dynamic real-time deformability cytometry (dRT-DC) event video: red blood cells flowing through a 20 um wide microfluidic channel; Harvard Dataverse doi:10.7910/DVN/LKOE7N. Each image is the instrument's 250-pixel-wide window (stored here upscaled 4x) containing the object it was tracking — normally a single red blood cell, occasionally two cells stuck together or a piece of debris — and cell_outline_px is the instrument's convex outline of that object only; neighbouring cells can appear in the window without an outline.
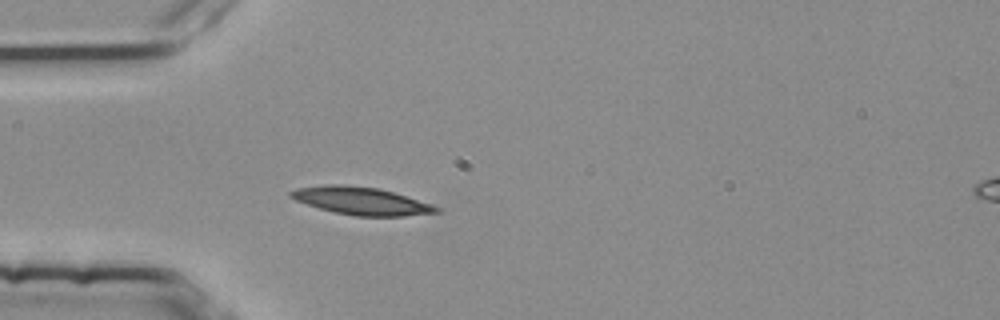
{"species": "common noctule bat (a hibernating species)", "species_latin": "Nyctalus noctula", "temperature_condition": "room temperature", "stored_images_in_passage": 3, "camera_frame_rate_fps": 3000, "um_per_image_px": 0.085, "animal": {"sex": "female", "body_mass_g": 25.1}, "frame": {"image": 1, "passage_image": 3, "time_ms": 0.667, "image_size_px": [1000, 320], "cell_outline_px": [[440, 212], [404, 216], [356, 216], [336, 212], [320, 208], [296, 200], [288, 196], [288, 192], [296, 188], [324, 184], [344, 184], [380, 188], [432, 204], [440, 208]], "centroid_in_image_um": [30.7, 17.06], "position_along_channel_um": 54.3, "area_um2": 23.47}}